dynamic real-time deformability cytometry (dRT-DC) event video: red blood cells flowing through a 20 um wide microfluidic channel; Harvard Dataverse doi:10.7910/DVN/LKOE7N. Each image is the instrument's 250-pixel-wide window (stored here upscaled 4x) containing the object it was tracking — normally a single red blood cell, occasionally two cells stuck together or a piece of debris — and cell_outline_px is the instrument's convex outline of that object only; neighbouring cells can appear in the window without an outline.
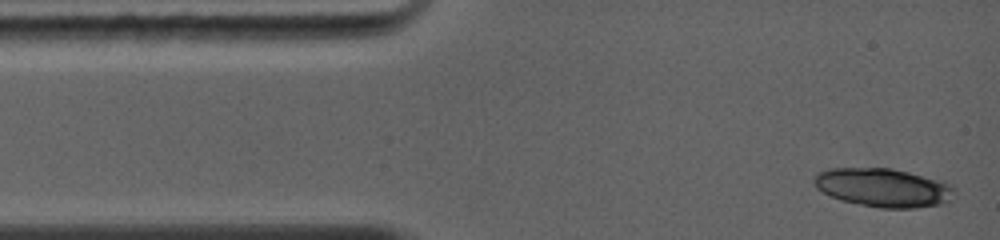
{"species": "common noctule bat (a hibernating species)", "species_latin": "Nyctalus noctula", "temperature_condition": "warm", "stored_images_in_passage": 4, "camera_frame_rate_fps": 5000, "um_per_image_px": 0.085, "animal": {"sex": "female", "body_mass_g": 19.0, "forearm_length_mm": 56.7}, "frame": {"image": 1, "passage_image": 1, "time_ms": 0.0, "image_size_px": [1000, 240], "cell_outline_px": [[944, 188], [940, 200], [936, 204], [908, 208], [888, 208], [864, 204], [844, 200], [832, 196], [824, 192], [816, 184], [816, 176], [820, 172], [840, 168], [888, 168], [920, 176], [940, 184]], "centroid_in_image_um": [74.8, 15.93], "position_along_channel_um": 10.2, "area_um2": 28.32}}